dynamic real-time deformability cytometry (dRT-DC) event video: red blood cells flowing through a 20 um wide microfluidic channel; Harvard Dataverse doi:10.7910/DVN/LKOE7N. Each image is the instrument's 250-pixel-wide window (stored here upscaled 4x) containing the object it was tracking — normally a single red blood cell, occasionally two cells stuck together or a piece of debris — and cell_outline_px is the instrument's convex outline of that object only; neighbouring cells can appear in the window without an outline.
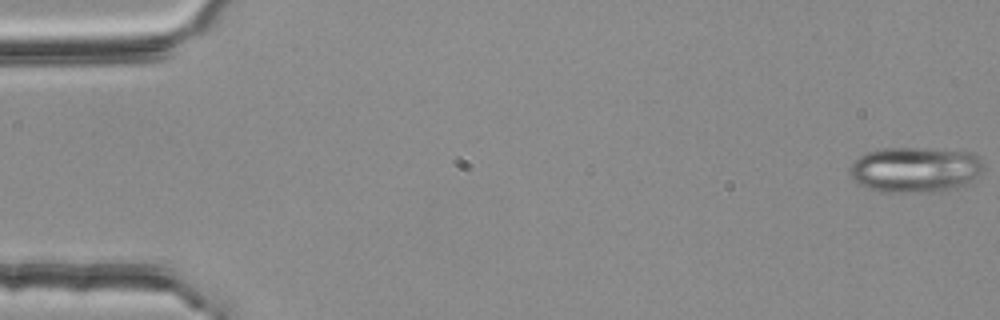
{"species": "common noctule bat (a hibernating species)", "species_latin": "Nyctalus noctula", "temperature_condition": "room temperature", "stored_images_in_passage": 55, "camera_frame_rate_fps": 3000, "um_per_image_px": 0.085, "animal": {"sex": "female", "body_mass_g": 25.1}, "frame": {"image": 1, "passage_image": 1, "time_ms": 0.0, "image_size_px": [1000, 320], "cell_outline_px": [[984, 168], [972, 180], [956, 188], [944, 192], [880, 192], [868, 188], [860, 184], [848, 172], [848, 168], [852, 160], [864, 152], [884, 148], [924, 148], [972, 152], [984, 164]], "centroid_in_image_um": [77.75, 14.42], "position_along_channel_um": 7.2, "area_um2": 35.84}}
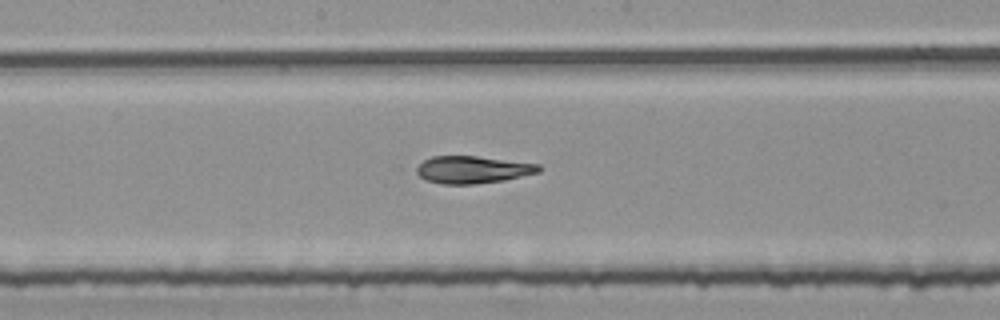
{"frame": {"image": 2, "passage_image": 29, "time_ms": 9.333, "image_size_px": [1000, 320], "cell_outline_px": [[540, 172], [504, 180], [472, 184], [444, 184], [428, 180], [420, 176], [416, 172], [416, 168], [424, 160], [432, 156], [476, 156], [540, 164]], "centroid_in_image_um": [40.19, 14.41], "position_along_channel_um": 208.0, "area_um2": 19.25}}
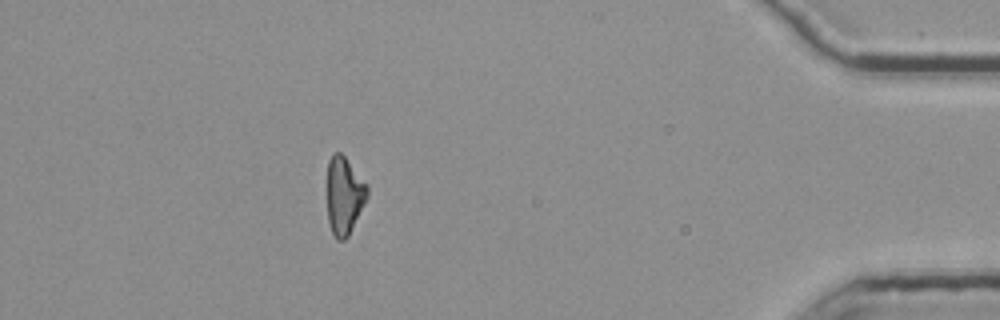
{"frame": {"image": 3, "passage_image": 49, "time_ms": 16.0, "image_size_px": [1000, 320], "cell_outline_px": [[368, 196], [348, 236], [344, 240], [336, 240], [332, 232], [328, 220], [328, 160], [336, 152], [340, 152], [344, 156], [368, 184]], "centroid_in_image_um": [29.27, 16.62], "position_along_channel_um": 405.9, "area_um2": 17.98}, "authors_computed_cell_mechanics": {"area_um2": 20.1144, "velocity_mm_per_s": 3.79, "shape_relaxation_time_tau1_ms": 9.3294, "shape_relaxation_time_tau2_ms": null, "deformation_change_tau1": 0.223, "deformation_change_tau2": null}}